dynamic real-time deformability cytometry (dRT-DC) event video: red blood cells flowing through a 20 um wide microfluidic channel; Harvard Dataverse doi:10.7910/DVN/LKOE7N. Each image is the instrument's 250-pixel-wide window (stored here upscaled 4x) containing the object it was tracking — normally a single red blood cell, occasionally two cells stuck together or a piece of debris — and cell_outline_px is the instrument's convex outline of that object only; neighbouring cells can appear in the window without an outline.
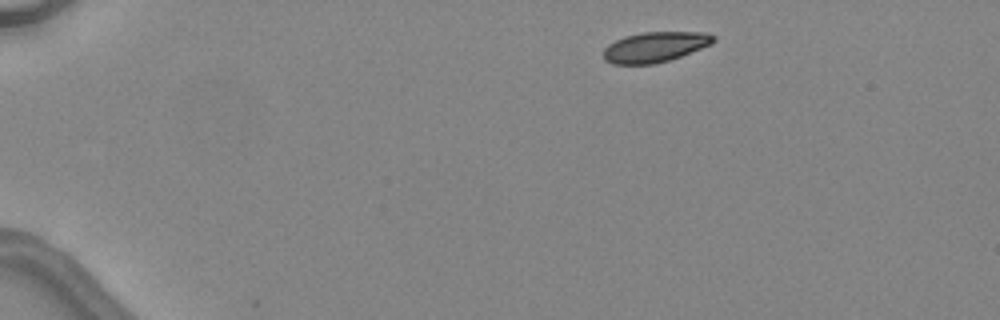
{"species": "common noctule bat (a hibernating species)", "species_latin": "Nyctalus noctula", "temperature_condition": "warm", "stored_images_in_passage": 3, "camera_frame_rate_fps": 3000, "um_per_image_px": 0.085, "animal": {"sex": "female", "body_mass_g": 24.6, "forearm_length_mm": 56.2}, "frame": {"image": 1, "passage_image": 1, "time_ms": 0.0, "image_size_px": [1000, 320], "cell_outline_px": [[716, 40], [712, 44], [680, 56], [668, 60], [652, 64], [612, 64], [604, 60], [604, 48], [608, 44], [624, 36], [644, 32], [704, 32], [716, 36]], "centroid_in_image_um": [55.67, 3.99], "position_along_channel_um": 29.3, "area_um2": 19.36}}